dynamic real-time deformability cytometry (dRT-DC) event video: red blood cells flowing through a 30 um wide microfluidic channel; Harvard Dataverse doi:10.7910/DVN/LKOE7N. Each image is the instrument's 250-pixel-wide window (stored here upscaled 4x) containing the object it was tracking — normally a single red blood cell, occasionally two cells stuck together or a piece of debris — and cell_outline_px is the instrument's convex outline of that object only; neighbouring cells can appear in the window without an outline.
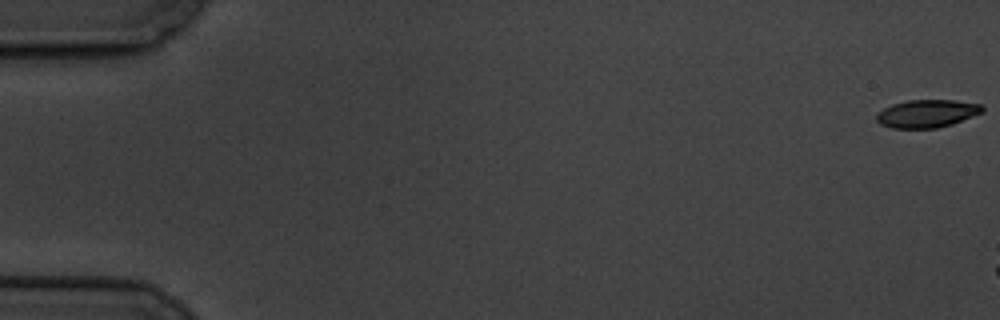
{"species": "common noctule bat (a hibernating species)", "species_latin": "Nyctalus noctula", "temperature_condition": "cold", "stored_images_in_passage": 6, "camera_frame_rate_fps": 3000, "um_per_image_px": 0.085, "animal": {"sex": "male", "body_mass_g": 19.5, "forearm_length_mm": 54.6}, "frame": {"image": 1, "passage_image": 1, "time_ms": 0.0, "image_size_px": [1000, 320], "cell_outline_px": [[984, 112], [952, 124], [936, 128], [892, 128], [880, 124], [876, 120], [876, 112], [892, 104], [908, 100], [956, 100], [980, 104], [984, 108]], "centroid_in_image_um": [78.78, 9.65], "position_along_channel_um": 6.2, "area_um2": 17.28}}